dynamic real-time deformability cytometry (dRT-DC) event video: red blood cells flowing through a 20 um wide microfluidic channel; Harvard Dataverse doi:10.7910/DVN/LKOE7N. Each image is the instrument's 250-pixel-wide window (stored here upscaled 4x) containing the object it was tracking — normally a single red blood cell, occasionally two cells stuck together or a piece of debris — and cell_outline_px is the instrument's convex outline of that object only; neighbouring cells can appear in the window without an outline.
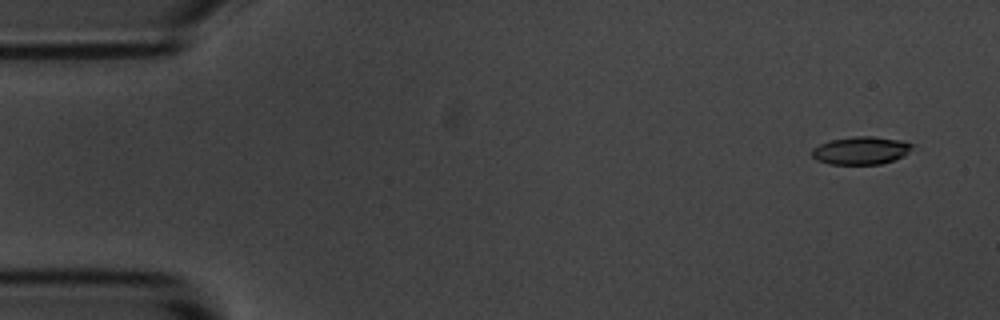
{"species": "common noctule bat (a hibernating species)", "species_latin": "Nyctalus noctula", "temperature_condition": "room temperature", "stored_images_in_passage": 6, "camera_frame_rate_fps": 3000, "um_per_image_px": 0.085, "animal": {"sex": "male", "body_mass_g": 20.1, "forearm_length_mm": 53.5}, "frame": {"image": 1, "passage_image": 1, "time_ms": 0.0, "image_size_px": [1000, 320], "cell_outline_px": [[920, 148], [904, 156], [880, 164], [832, 164], [816, 160], [812, 156], [812, 148], [828, 140], [852, 136], [872, 136], [904, 140], [916, 144]], "centroid_in_image_um": [73.29, 12.77], "position_along_channel_um": 11.7, "area_um2": 16.82}}